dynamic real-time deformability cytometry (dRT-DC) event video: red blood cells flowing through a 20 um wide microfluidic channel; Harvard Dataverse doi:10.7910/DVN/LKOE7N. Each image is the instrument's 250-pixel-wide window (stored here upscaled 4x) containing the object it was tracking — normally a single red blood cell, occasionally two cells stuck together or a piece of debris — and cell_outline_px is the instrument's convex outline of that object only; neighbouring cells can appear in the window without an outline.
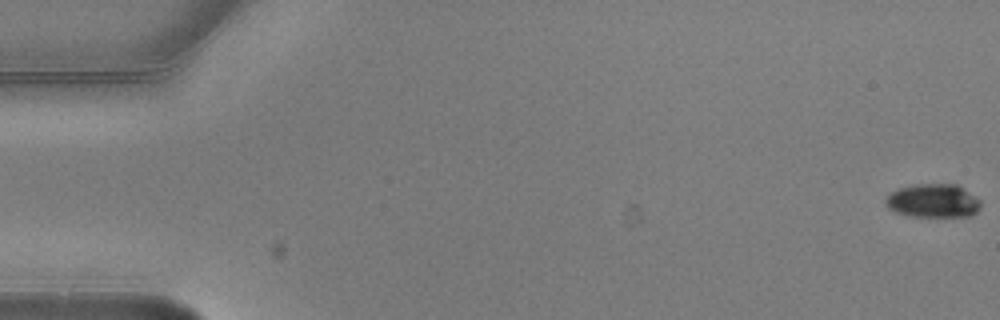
{"species": "common noctule bat (a hibernating species)", "species_latin": "Nyctalus noctula", "temperature_condition": "warm", "stored_images_in_passage": 5, "camera_frame_rate_fps": 3000, "um_per_image_px": 0.085, "animal": {"sex": "male", "body_mass_g": 20.5, "forearm_length_mm": 52.5}, "frame": {"image": 1, "passage_image": 1, "time_ms": 0.0, "image_size_px": [1000, 320], "cell_outline_px": [[980, 208], [972, 216], [908, 216], [896, 212], [888, 208], [884, 204], [884, 200], [888, 192], [900, 188], [916, 184], [956, 184], [976, 196], [980, 200]], "centroid_in_image_um": [79.28, 17.06], "position_along_channel_um": 5.7, "area_um2": 18.79}}
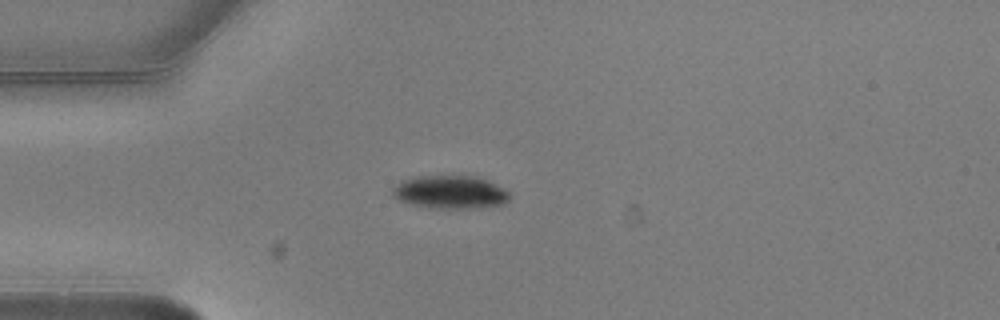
{"frame": {"image": 2, "passage_image": 4, "time_ms": 1.0, "image_size_px": [1000, 320], "cell_outline_px": [[508, 200], [504, 204], [480, 208], [428, 208], [408, 204], [396, 200], [392, 196], [392, 188], [400, 180], [416, 176], [472, 176], [488, 180], [508, 192]], "centroid_in_image_um": [38.18, 16.34], "position_along_channel_um": 46.8, "area_um2": 22.83}}
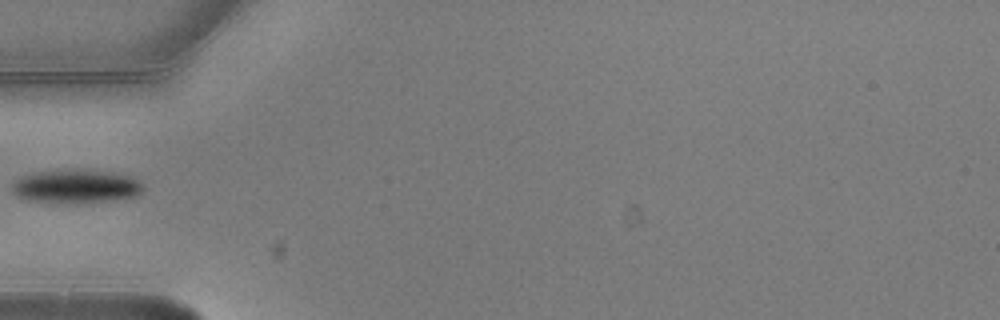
{"frame": {"image": 3, "passage_image": 5, "time_ms": 1.333, "image_size_px": [1000, 320], "cell_outline_px": [[144, 188], [136, 196], [112, 200], [80, 204], [28, 200], [16, 196], [12, 192], [12, 184], [20, 176], [32, 172], [80, 168], [112, 172], [128, 176], [136, 180]], "centroid_in_image_um": [6.41, 15.83], "position_along_channel_um": 78.6, "area_um2": 26.01}}